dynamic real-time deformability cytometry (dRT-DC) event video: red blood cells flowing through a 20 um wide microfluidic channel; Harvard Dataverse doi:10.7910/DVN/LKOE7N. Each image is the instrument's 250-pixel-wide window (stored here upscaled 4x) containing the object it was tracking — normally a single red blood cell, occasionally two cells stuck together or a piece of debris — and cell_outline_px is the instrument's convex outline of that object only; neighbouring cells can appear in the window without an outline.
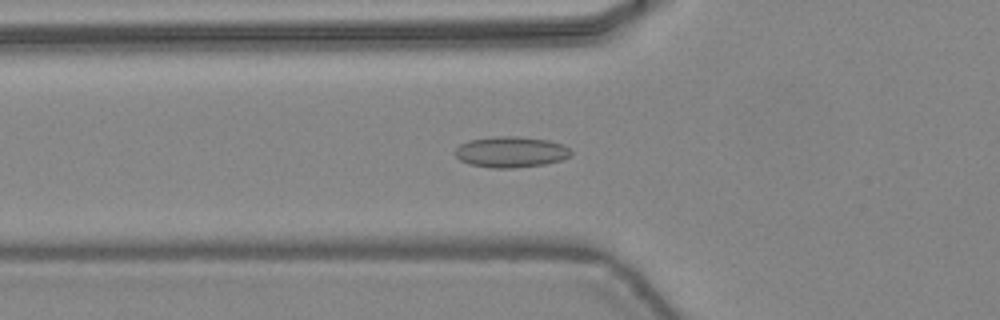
{"species": "common noctule bat (a hibernating species)", "species_latin": "Nyctalus noctula", "temperature_condition": "warm", "stored_images_in_passage": 47, "camera_frame_rate_fps": 3000, "um_per_image_px": 0.085, "animal": {"sex": "female", "body_mass_g": 24.6, "forearm_length_mm": 56.2}, "frame": {"image": 1, "passage_image": 18, "time_ms": 5.667, "image_size_px": [1000, 320], "cell_outline_px": [[572, 156], [560, 160], [544, 164], [512, 168], [492, 168], [472, 164], [460, 160], [456, 156], [456, 148], [460, 144], [468, 140], [496, 136], [516, 136], [548, 140], [560, 144], [568, 148], [572, 152]], "centroid_in_image_um": [43.42, 12.91], "position_along_channel_um": 82.4, "area_um2": 20.69}}
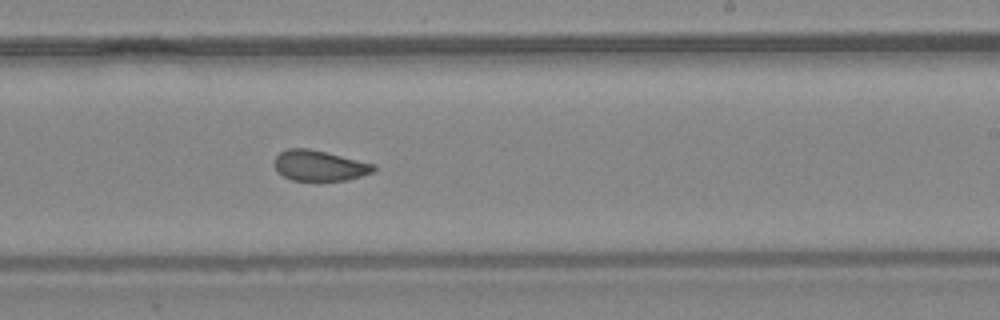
{"frame": {"image": 2, "passage_image": 30, "time_ms": 9.667, "image_size_px": [1000, 320], "cell_outline_px": [[376, 168], [372, 172], [348, 180], [320, 184], [292, 180], [276, 172], [272, 164], [276, 156], [280, 152], [288, 148], [308, 148], [376, 164]], "centroid_in_image_um": [27.11, 14.13], "position_along_channel_um": 261.9, "area_um2": 18.5}}
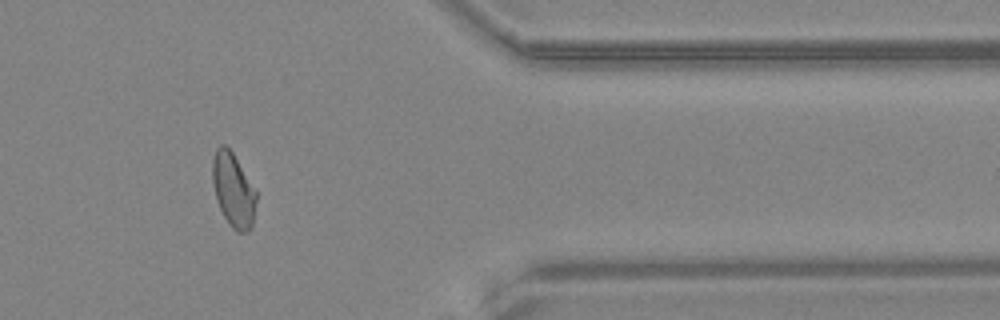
{"frame": {"image": 3, "passage_image": 40, "time_ms": 13.0, "image_size_px": [1000, 320], "cell_outline_px": [[256, 200], [252, 228], [248, 232], [236, 232], [232, 228], [224, 216], [216, 200], [212, 184], [212, 160], [216, 148], [220, 144], [224, 144], [232, 152], [256, 192]], "centroid_in_image_um": [19.8, 16.17], "position_along_channel_um": 391.6, "area_um2": 18.79}, "authors_computed_cell_mechanics": {"area_um2": 19.2474, "velocity_mm_per_s": 4.4716, "shape_relaxation_time_tau1_ms": null, "shape_relaxation_time_tau2_ms": 1.1449, "deformation_change_tau1": null, "deformation_change_tau2": 0.0667}}